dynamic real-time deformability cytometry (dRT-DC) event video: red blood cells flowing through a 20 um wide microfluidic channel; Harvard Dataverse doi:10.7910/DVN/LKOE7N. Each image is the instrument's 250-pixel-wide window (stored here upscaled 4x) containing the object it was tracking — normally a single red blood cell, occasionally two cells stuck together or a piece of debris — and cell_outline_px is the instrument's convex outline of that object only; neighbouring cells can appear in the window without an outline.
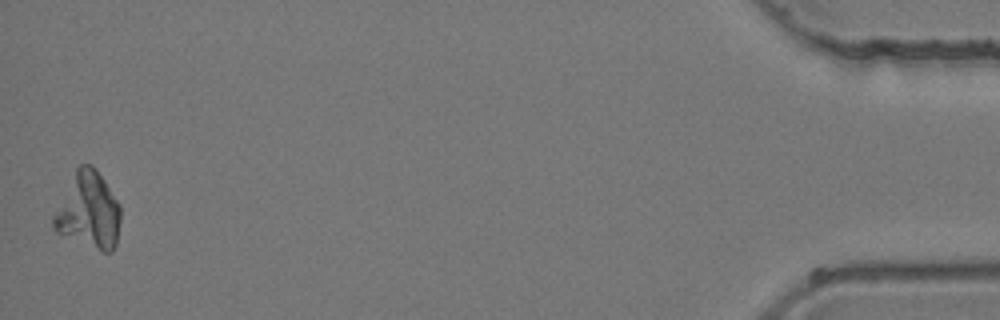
{"species": "common noctule bat (a hibernating species)", "species_latin": "Nyctalus noctula", "temperature_condition": "room temperature", "stored_images_in_passage": 29, "camera_frame_rate_fps": 3000, "um_per_image_px": 0.085, "animal": {"sex": "female", "body_mass_g": 24.6, "forearm_length_mm": 56.2}, "frame": {"image": 1, "passage_image": 29, "time_ms": 9.333, "image_size_px": [1000, 320], "cell_outline_px": [[120, 220], [116, 244], [112, 252], [100, 252], [56, 232], [52, 228], [52, 216], [76, 168], [80, 164], [92, 164], [104, 180], [120, 204]], "centroid_in_image_um": [7.52, 17.93], "position_along_channel_um": 427.7, "area_um2": 29.88}}